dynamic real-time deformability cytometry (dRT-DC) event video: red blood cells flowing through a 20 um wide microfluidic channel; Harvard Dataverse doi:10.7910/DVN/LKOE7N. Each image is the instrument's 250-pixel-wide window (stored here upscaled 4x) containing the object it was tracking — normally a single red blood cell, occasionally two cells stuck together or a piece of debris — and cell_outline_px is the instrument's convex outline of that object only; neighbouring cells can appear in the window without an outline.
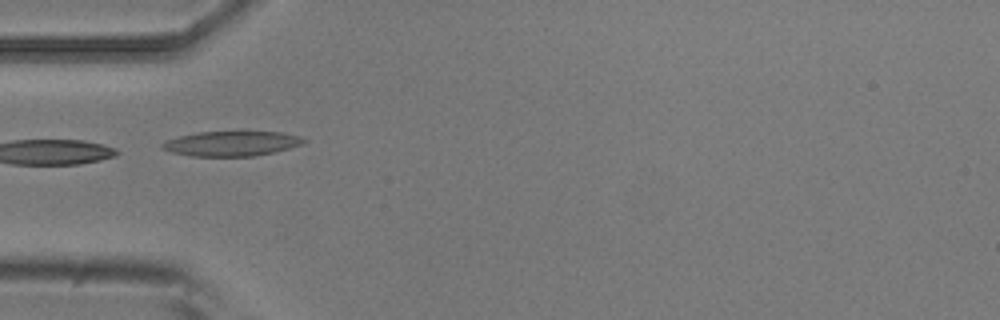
{"species": "common noctule bat (a hibernating species)", "species_latin": "Nyctalus noctula", "temperature_condition": "room temperature", "stored_images_in_passage": 7, "camera_frame_rate_fps": 3000, "um_per_image_px": 0.085, "animal": {"sex": "male", "body_mass_g": 20.5, "forearm_length_mm": 52.5}, "frame": {"image": 1, "passage_image": 5, "time_ms": 1.333, "image_size_px": [1000, 320], "cell_outline_px": [[308, 140], [304, 144], [276, 152], [256, 156], [192, 156], [172, 152], [160, 148], [160, 144], [168, 140], [180, 136], [196, 132], [244, 128], [284, 132], [300, 136]], "centroid_in_image_um": [19.78, 12.14], "position_along_channel_um": 65.2, "area_um2": 21.91}}
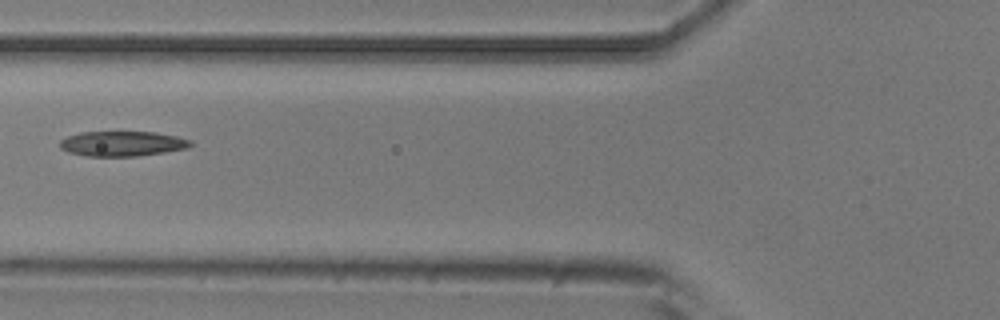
{"frame": {"image": 2, "passage_image": 6, "time_ms": 1.667, "image_size_px": [1000, 320], "cell_outline_px": [[192, 144], [188, 148], [164, 152], [136, 156], [88, 156], [68, 152], [60, 148], [60, 140], [68, 136], [80, 132], [156, 132], [176, 136], [192, 140]], "centroid_in_image_um": [10.4, 12.21], "position_along_channel_um": 115.4, "area_um2": 19.02}}
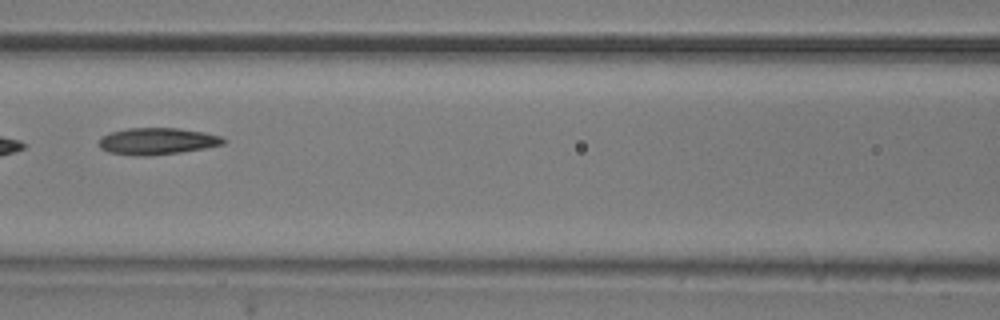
{"frame": {"image": 3, "passage_image": 7, "time_ms": 2.0, "image_size_px": [1000, 320], "cell_outline_px": [[228, 140], [224, 144], [204, 148], [180, 152], [152, 156], [132, 156], [108, 152], [100, 148], [96, 144], [100, 136], [112, 132], [128, 128], [176, 128], [204, 132], [220, 136]], "centroid_in_image_um": [13.31, 12.01], "position_along_channel_um": 153.3, "area_um2": 19.65}}